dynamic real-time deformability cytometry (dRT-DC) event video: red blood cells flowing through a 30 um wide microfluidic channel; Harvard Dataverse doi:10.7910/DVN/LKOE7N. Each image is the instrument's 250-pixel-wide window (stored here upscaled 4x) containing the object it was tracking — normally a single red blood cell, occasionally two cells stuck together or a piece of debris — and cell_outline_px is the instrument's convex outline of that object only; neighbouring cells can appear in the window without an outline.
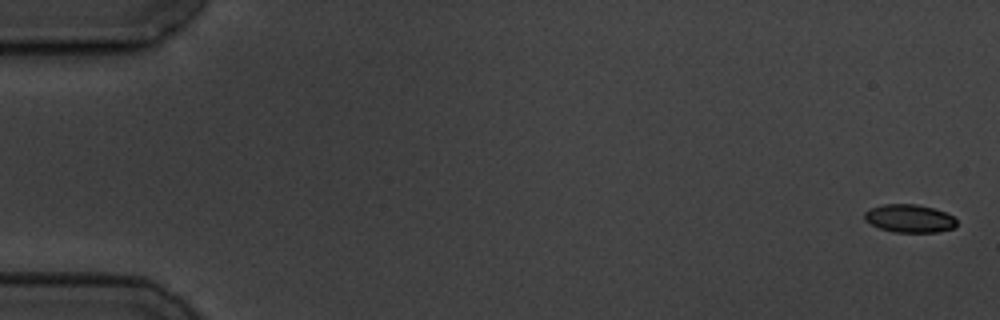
{"species": "common noctule bat (a hibernating species)", "species_latin": "Nyctalus noctula", "temperature_condition": "cold", "stored_images_in_passage": 5, "camera_frame_rate_fps": 3000, "um_per_image_px": 0.085, "animal": {"sex": "male", "body_mass_g": 19.5, "forearm_length_mm": 54.6}, "frame": {"image": 1, "passage_image": 1, "time_ms": 0.0, "image_size_px": [1000, 320], "cell_outline_px": [[956, 224], [952, 228], [936, 232], [892, 232], [880, 228], [864, 220], [864, 212], [872, 208], [884, 204], [916, 204], [932, 208], [944, 212], [952, 216], [956, 220]], "centroid_in_image_um": [77.27, 18.57], "position_along_channel_um": 7.7, "area_um2": 14.85}}
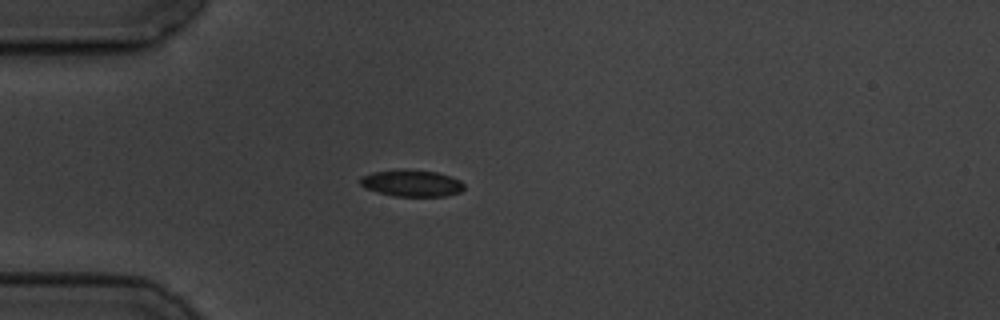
{"frame": {"image": 2, "passage_image": 5, "time_ms": 5.0, "image_size_px": [1000, 320], "cell_outline_px": [[464, 188], [460, 192], [444, 196], [396, 196], [364, 188], [360, 184], [360, 176], [372, 172], [436, 172], [460, 180], [464, 184]], "centroid_in_image_um": [35.0, 15.62], "position_along_channel_um": 50.0, "area_um2": 15.26}}